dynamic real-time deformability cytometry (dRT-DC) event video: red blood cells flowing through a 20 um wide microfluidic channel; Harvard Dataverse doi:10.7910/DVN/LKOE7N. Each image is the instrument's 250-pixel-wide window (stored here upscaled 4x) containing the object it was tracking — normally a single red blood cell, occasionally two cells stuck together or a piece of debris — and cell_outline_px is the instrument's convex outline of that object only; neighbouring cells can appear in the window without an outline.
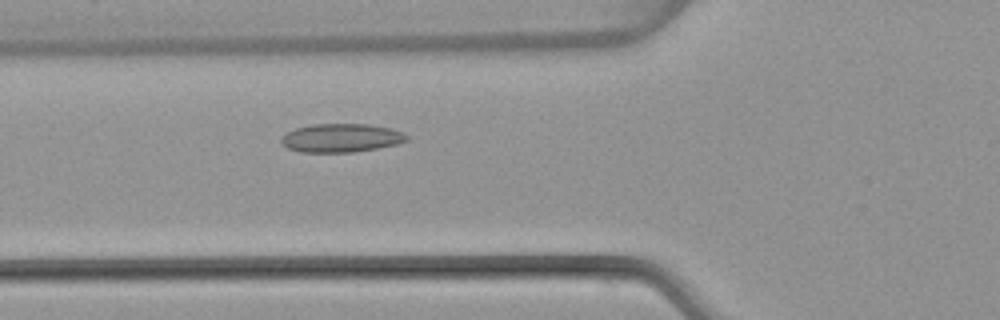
{"species": "common noctule bat (a hibernating species)", "species_latin": "Nyctalus noctula", "temperature_condition": "warm", "stored_images_in_passage": 40, "camera_frame_rate_fps": 3000, "um_per_image_px": 0.085, "animal": {"sex": "female", "body_mass_g": 22.7, "forearm_length_mm": 54.2}, "frame": {"image": 1, "passage_image": 8, "time_ms": 2.333, "image_size_px": [1000, 320], "cell_outline_px": [[408, 140], [396, 144], [376, 148], [352, 152], [300, 152], [288, 148], [280, 144], [280, 136], [296, 128], [312, 124], [368, 124], [392, 128], [408, 136]], "centroid_in_image_um": [28.95, 11.72], "position_along_channel_um": 96.8, "area_um2": 20.87}}
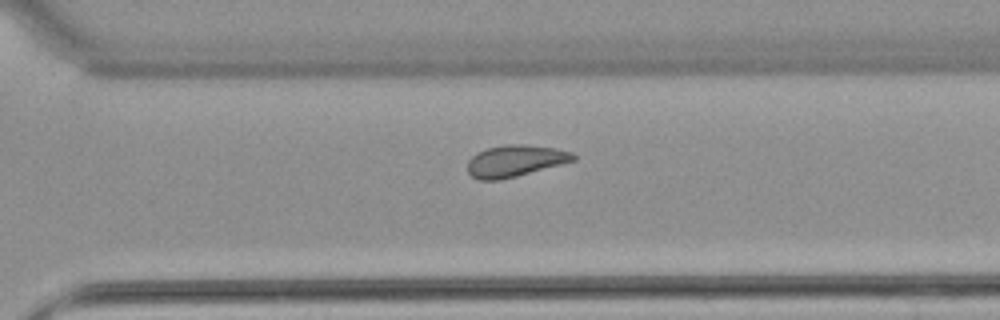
{"frame": {"image": 2, "passage_image": 25, "time_ms": 8.0, "image_size_px": [1000, 320], "cell_outline_px": [[576, 160], [516, 176], [500, 180], [480, 180], [472, 176], [468, 172], [468, 160], [476, 152], [488, 148], [508, 144], [524, 144], [556, 148], [572, 152], [576, 156]], "centroid_in_image_um": [43.78, 13.67], "position_along_channel_um": 326.8, "area_um2": 19.42}}
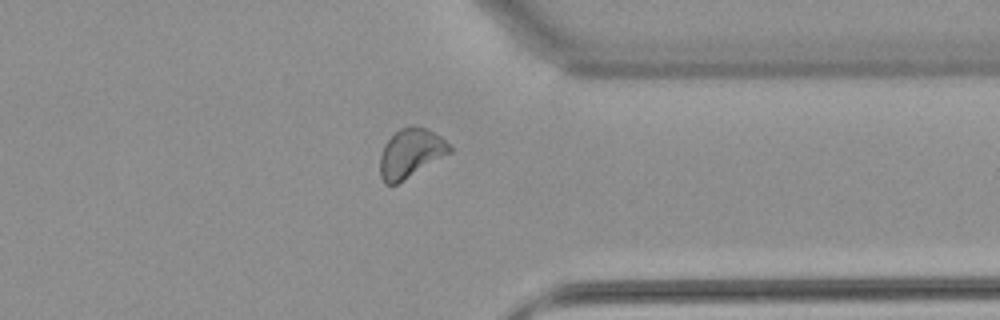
{"frame": {"image": 3, "passage_image": 29, "time_ms": 9.333, "image_size_px": [1000, 320], "cell_outline_px": [[452, 152], [396, 184], [384, 184], [380, 176], [380, 156], [384, 144], [400, 128], [408, 124], [428, 128], [452, 144]], "centroid_in_image_um": [34.93, 12.99], "position_along_channel_um": 376.5, "area_um2": 20.0}, "authors_computed_cell_mechanics": {"area_um2": 19.7387, "velocity_mm_per_s": 4.0558, "shape_relaxation_time_tau1_ms": null, "shape_relaxation_time_tau2_ms": 2.7673, "deformation_change_tau1": null, "deformation_change_tau2": 0.0872}}